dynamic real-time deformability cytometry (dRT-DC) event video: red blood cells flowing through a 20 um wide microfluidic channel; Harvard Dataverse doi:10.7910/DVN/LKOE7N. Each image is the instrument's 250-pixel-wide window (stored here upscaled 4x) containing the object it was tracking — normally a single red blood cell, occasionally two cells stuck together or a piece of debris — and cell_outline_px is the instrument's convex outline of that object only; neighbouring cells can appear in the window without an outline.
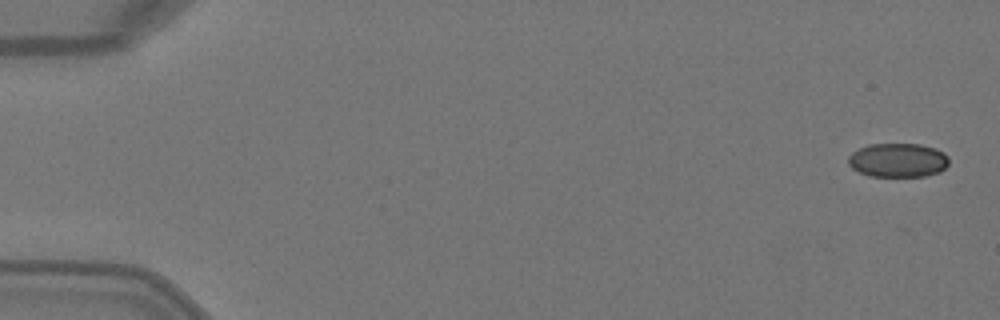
{"species": "Egyptian fruit bat (a non-hibernating species)", "species_latin": "Rousettus aegyptiacus", "temperature_condition": "warm", "stored_images_in_passage": 5, "camera_frame_rate_fps": 3000, "um_per_image_px": 0.085, "animal": {"sex": "female"}, "frame": {"image": 1, "passage_image": 1, "time_ms": 0.0, "image_size_px": [1000, 320], "cell_outline_px": [[948, 164], [940, 172], [924, 176], [868, 176], [852, 168], [848, 164], [848, 156], [852, 152], [868, 144], [920, 144], [936, 148], [944, 152], [948, 156]], "centroid_in_image_um": [76.33, 13.61], "position_along_channel_um": 8.7, "area_um2": 20.06}}
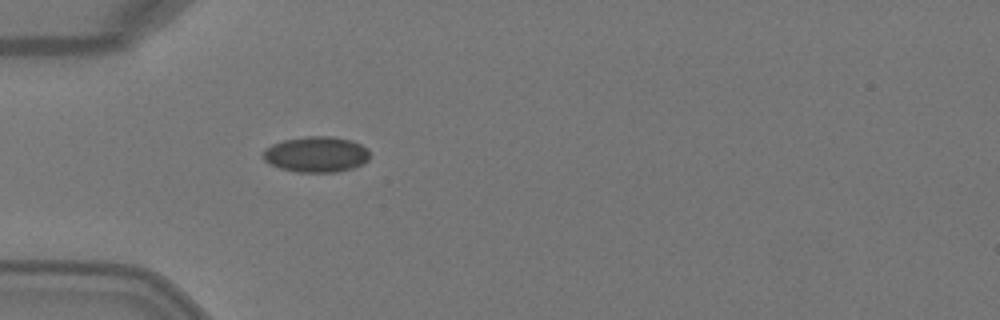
{"frame": {"image": 2, "passage_image": 5, "time_ms": 1.333, "image_size_px": [1000, 320], "cell_outline_px": [[368, 160], [364, 164], [352, 168], [336, 172], [296, 172], [280, 168], [268, 164], [264, 160], [264, 148], [272, 144], [284, 140], [308, 136], [332, 136], [352, 140], [368, 148]], "centroid_in_image_um": [26.88, 13.12], "position_along_channel_um": 58.1, "area_um2": 22.31}}